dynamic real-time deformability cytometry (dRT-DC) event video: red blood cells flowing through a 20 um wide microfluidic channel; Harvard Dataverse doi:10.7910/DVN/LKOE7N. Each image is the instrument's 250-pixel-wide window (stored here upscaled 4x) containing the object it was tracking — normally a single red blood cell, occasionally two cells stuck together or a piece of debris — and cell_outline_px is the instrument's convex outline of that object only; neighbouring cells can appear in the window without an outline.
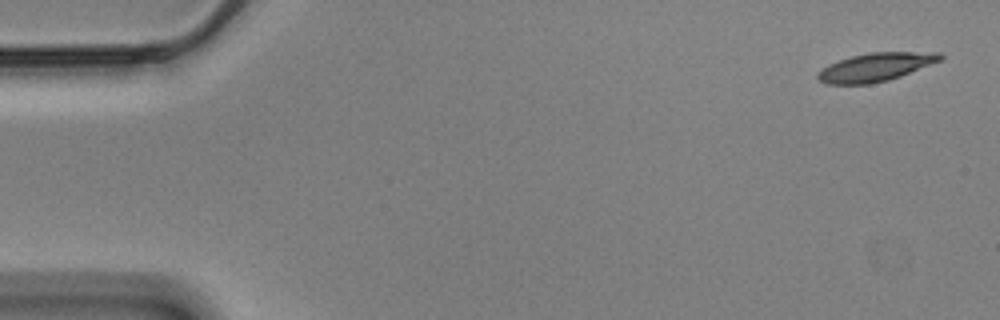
{"species": "Egyptian fruit bat (a non-hibernating species)", "species_latin": "Rousettus aegyptiacus", "temperature_condition": "cold", "stored_images_in_passage": 55, "camera_frame_rate_fps": 3000, "um_per_image_px": 0.085, "animal": {"sex": "male"}, "frame": {"image": 1, "passage_image": 1, "time_ms": 0.0, "image_size_px": [1000, 320], "cell_outline_px": [[944, 56], [940, 60], [900, 76], [888, 80], [868, 84], [828, 84], [820, 80], [816, 76], [816, 72], [828, 64], [852, 56], [868, 52], [940, 52]], "centroid_in_image_um": [74.39, 5.7], "position_along_channel_um": 10.6, "area_um2": 20.06}}
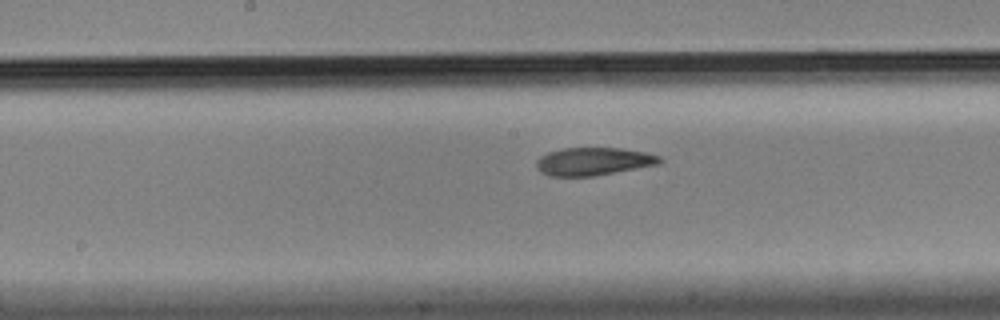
{"frame": {"image": 2, "passage_image": 28, "time_ms": 9.0, "image_size_px": [1000, 320], "cell_outline_px": [[664, 160], [660, 164], [592, 176], [548, 176], [540, 172], [536, 168], [536, 160], [540, 156], [548, 152], [564, 148], [620, 148], [644, 152], [660, 156]], "centroid_in_image_um": [50.42, 13.72], "position_along_channel_um": 197.8, "area_um2": 20.06}}
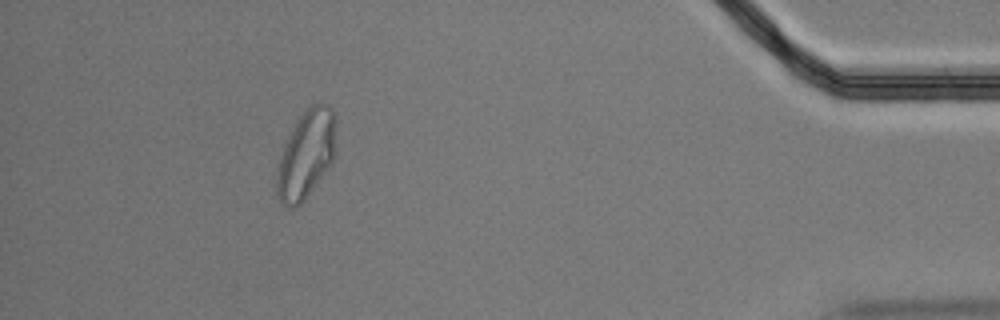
{"frame": {"image": 3, "passage_image": 51, "time_ms": 16.667, "image_size_px": [1000, 320], "cell_outline_px": [[336, 152], [332, 164], [304, 200], [296, 208], [284, 208], [276, 192], [276, 176], [280, 160], [284, 148], [300, 116], [316, 100], [320, 100], [328, 104], [332, 108], [336, 120]], "centroid_in_image_um": [26.08, 13.13], "position_along_channel_um": 409.1, "area_um2": 30.58}, "authors_computed_cell_mechanics": {"area_um2": 20.7502, "velocity_mm_per_s": 3.4748, "shape_relaxation_time_tau1_ms": 6.9663, "shape_relaxation_time_tau2_ms": 3.3938, "deformation_change_tau1": 0.1913, "deformation_change_tau2": 0.0958}}